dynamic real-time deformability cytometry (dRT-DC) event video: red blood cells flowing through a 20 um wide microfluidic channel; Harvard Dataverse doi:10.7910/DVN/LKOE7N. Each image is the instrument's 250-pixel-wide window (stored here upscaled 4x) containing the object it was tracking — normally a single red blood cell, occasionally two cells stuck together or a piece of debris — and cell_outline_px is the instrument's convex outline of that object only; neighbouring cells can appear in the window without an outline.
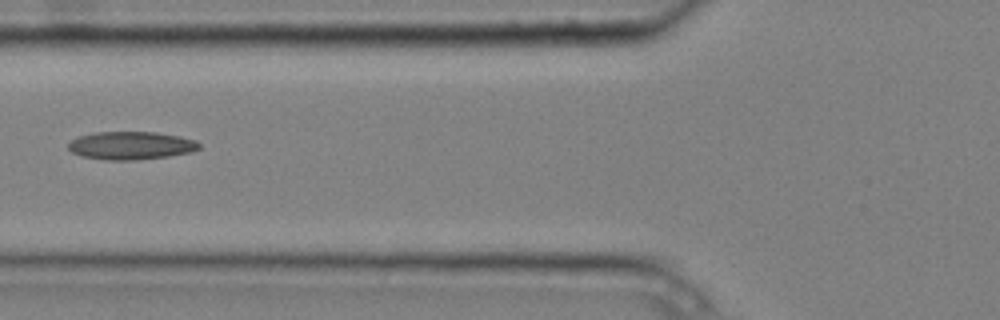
{"species": "common noctule bat (a hibernating species)", "species_latin": "Nyctalus noctula", "temperature_condition": "cold", "stored_images_in_passage": 6, "camera_frame_rate_fps": 3000, "um_per_image_px": 0.085, "animal": {"sex": "male", "body_mass_g": 20.4}, "frame": {"image": 1, "passage_image": 6, "time_ms": 1.667, "image_size_px": [1000, 320], "cell_outline_px": [[200, 148], [192, 152], [168, 156], [136, 160], [104, 160], [80, 156], [72, 152], [68, 148], [68, 144], [72, 140], [80, 136], [96, 132], [156, 132], [180, 136], [196, 140], [200, 144]], "centroid_in_image_um": [11.15, 12.37], "position_along_channel_um": 114.7, "area_um2": 21.44}}